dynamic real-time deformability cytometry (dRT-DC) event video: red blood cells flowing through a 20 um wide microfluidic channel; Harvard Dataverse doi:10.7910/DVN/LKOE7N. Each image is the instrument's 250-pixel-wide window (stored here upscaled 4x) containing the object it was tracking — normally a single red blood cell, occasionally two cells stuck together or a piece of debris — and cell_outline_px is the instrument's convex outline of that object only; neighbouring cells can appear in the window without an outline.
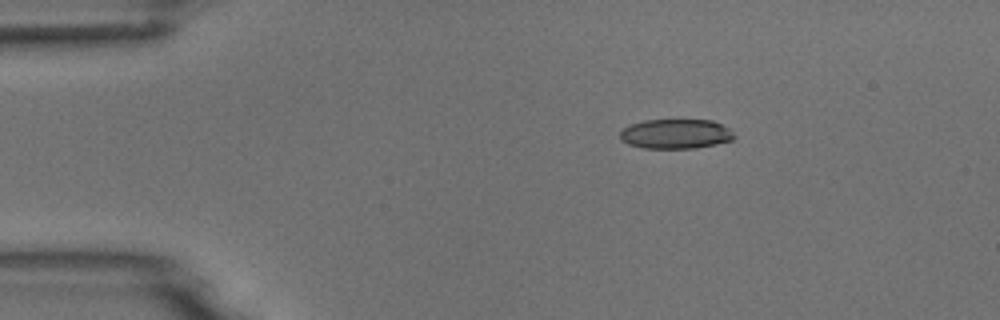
{"species": "common noctule bat (a hibernating species)", "species_latin": "Nyctalus noctula", "temperature_condition": "room temperature", "stored_images_in_passage": 4, "camera_frame_rate_fps": 3000, "um_per_image_px": 0.085, "animal": {"sex": "male", "body_mass_g": 18.8}, "frame": {"image": 1, "passage_image": 2, "time_ms": 1.333, "image_size_px": [1000, 320], "cell_outline_px": [[736, 136], [732, 140], [716, 144], [696, 148], [644, 148], [628, 144], [620, 140], [620, 132], [628, 124], [644, 120], [712, 120], [728, 128]], "centroid_in_image_um": [57.41, 11.38], "position_along_channel_um": 27.6, "area_um2": 19.77}}